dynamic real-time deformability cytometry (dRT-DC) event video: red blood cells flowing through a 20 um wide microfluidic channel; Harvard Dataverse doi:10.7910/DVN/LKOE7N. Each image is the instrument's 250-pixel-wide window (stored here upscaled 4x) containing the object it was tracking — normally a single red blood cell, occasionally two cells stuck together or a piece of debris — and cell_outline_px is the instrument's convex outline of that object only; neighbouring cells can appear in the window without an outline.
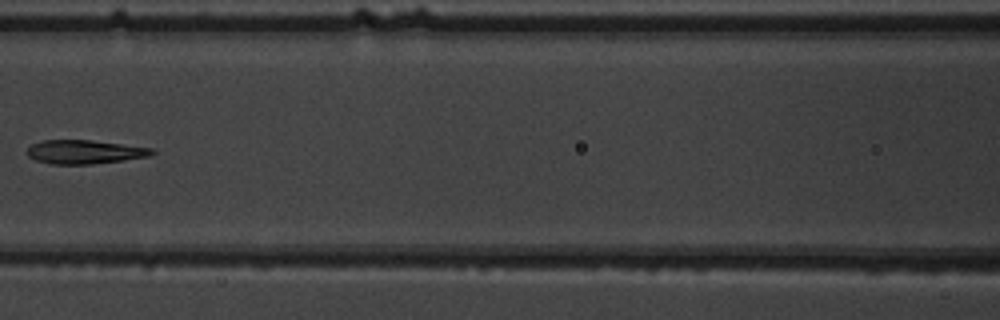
{"species": "common noctule bat (a hibernating species)", "species_latin": "Nyctalus noctula", "temperature_condition": "warm", "stored_images_in_passage": 6, "camera_frame_rate_fps": 3000, "um_per_image_px": 0.085, "animal": {"sex": "male", "body_mass_g": 19.5, "forearm_length_mm": 54.6}, "frame": {"image": 1, "passage_image": 5, "time_ms": 4.667, "image_size_px": [1000, 320], "cell_outline_px": [[156, 152], [148, 156], [124, 160], [92, 164], [52, 164], [36, 160], [28, 156], [24, 152], [32, 144], [40, 140], [92, 140], [152, 148]], "centroid_in_image_um": [7.15, 12.91], "position_along_channel_um": 159.4, "area_um2": 17.34}}
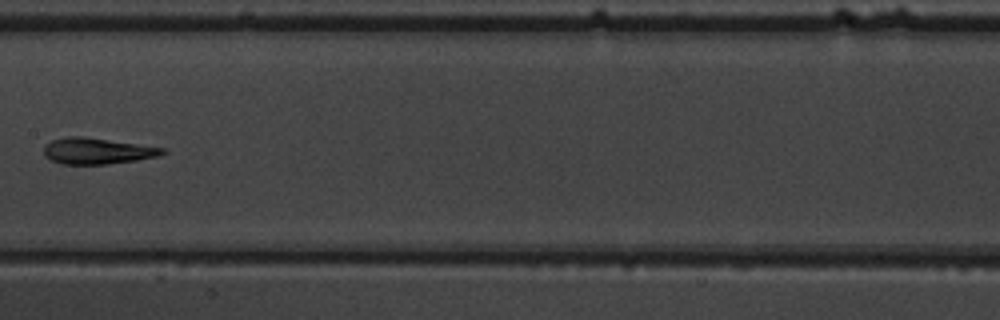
{"frame": {"image": 2, "passage_image": 6, "time_ms": 5.667, "image_size_px": [1000, 320], "cell_outline_px": [[168, 152], [156, 156], [136, 160], [108, 164], [60, 164], [44, 156], [44, 144], [52, 140], [68, 136], [84, 136], [164, 148]], "centroid_in_image_um": [8.22, 12.83], "position_along_channel_um": 199.2, "area_um2": 18.03}}